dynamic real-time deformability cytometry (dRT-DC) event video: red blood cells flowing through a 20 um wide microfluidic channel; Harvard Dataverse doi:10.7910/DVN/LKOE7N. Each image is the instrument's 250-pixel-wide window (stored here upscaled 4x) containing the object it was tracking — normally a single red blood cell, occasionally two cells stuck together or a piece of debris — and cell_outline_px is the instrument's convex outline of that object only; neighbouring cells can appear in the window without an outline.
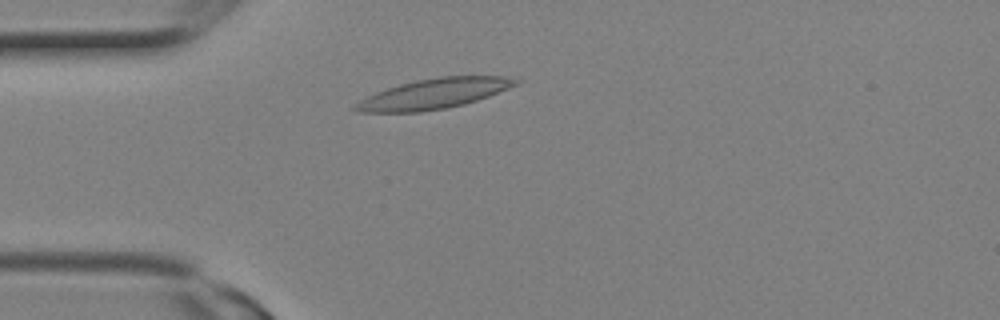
{"species": "Egyptian fruit bat (a non-hibernating species)", "species_latin": "Rousettus aegyptiacus", "temperature_condition": "room temperature", "stored_images_in_passage": 8, "camera_frame_rate_fps": 3000, "um_per_image_px": 0.085, "animal": {"sex": "female"}, "frame": {"image": 1, "passage_image": 4, "time_ms": 1.0, "image_size_px": [1000, 320], "cell_outline_px": [[524, 80], [520, 84], [488, 96], [464, 104], [448, 108], [420, 112], [356, 112], [352, 108], [360, 100], [376, 92], [400, 84], [416, 80], [440, 76], [508, 76]], "centroid_in_image_um": [36.94, 7.96], "position_along_channel_um": 48.1, "area_um2": 28.26}}
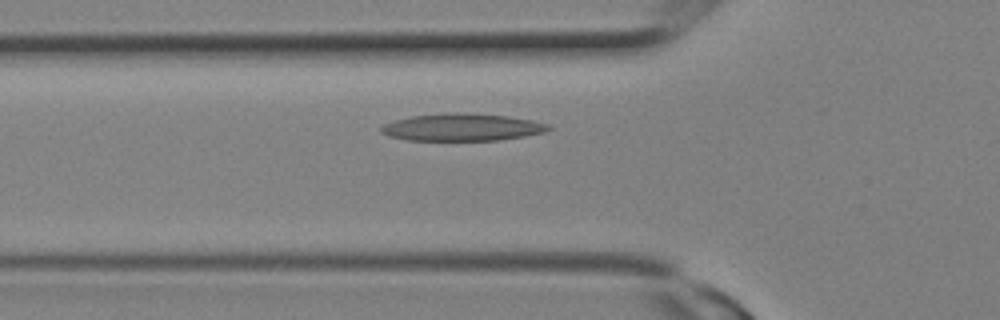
{"frame": {"image": 2, "passage_image": 6, "time_ms": 1.667, "image_size_px": [1000, 320], "cell_outline_px": [[552, 128], [544, 132], [524, 136], [500, 140], [408, 140], [388, 136], [380, 132], [380, 128], [384, 124], [396, 120], [412, 116], [444, 112], [464, 112], [508, 116], [532, 120], [548, 124]], "centroid_in_image_um": [39.27, 10.81], "position_along_channel_um": 86.5, "area_um2": 26.7}}
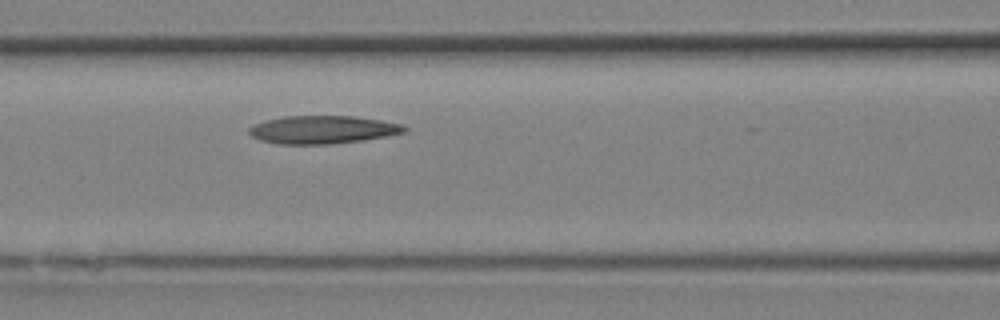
{"frame": {"image": 3, "passage_image": 8, "time_ms": 2.333, "image_size_px": [1000, 320], "cell_outline_px": [[408, 128], [404, 132], [388, 136], [332, 144], [276, 144], [260, 140], [252, 136], [248, 132], [248, 128], [252, 124], [284, 116], [352, 116], [380, 120], [400, 124]], "centroid_in_image_um": [27.38, 11.02], "position_along_channel_um": 139.2, "area_um2": 25.26}}